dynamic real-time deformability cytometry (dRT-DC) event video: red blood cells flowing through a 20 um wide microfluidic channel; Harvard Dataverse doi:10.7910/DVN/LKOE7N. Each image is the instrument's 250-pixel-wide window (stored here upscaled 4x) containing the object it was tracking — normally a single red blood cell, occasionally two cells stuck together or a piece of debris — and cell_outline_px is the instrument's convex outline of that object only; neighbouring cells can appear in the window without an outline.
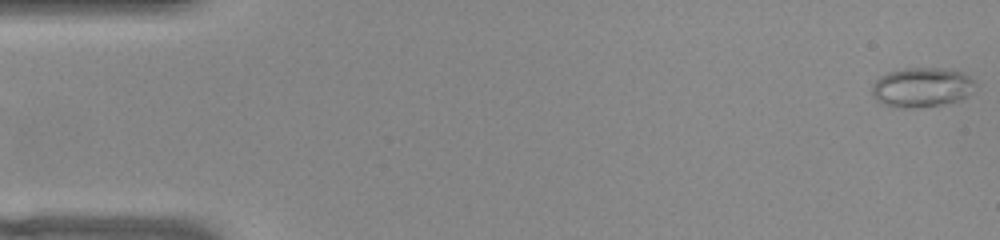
{"species": "common noctule bat (a hibernating species)", "species_latin": "Nyctalus noctula", "temperature_condition": "warm", "stored_images_in_passage": 53, "camera_frame_rate_fps": 3000, "um_per_image_px": 0.085, "animal": {"sex": "female", "body_mass_g": 22.0, "forearm_length_mm": 56.7}, "frame": {"image": 1, "passage_image": 1, "time_ms": 0.0, "image_size_px": [1000, 240], "cell_outline_px": [[972, 80], [964, 96], [956, 100], [944, 104], [920, 108], [892, 108], [876, 100], [872, 96], [872, 84], [880, 76], [888, 72], [904, 68], [940, 68], [960, 72], [968, 76]], "centroid_in_image_um": [78.19, 7.44], "position_along_channel_um": 6.8, "area_um2": 23.35}}
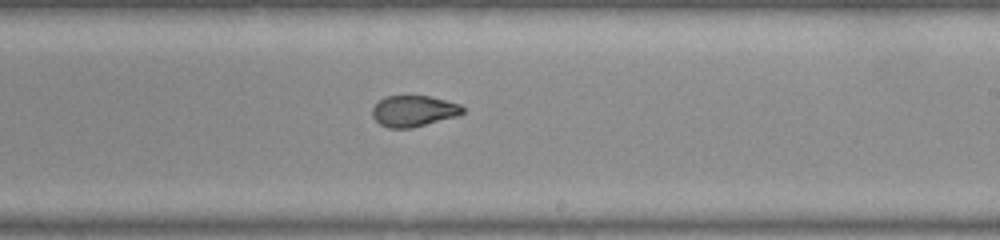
{"frame": {"image": 2, "passage_image": 31, "time_ms": 10.0, "image_size_px": [1000, 240], "cell_outline_px": [[464, 112], [460, 116], [412, 128], [388, 128], [380, 124], [372, 116], [372, 108], [384, 96], [428, 96], [460, 104], [464, 108]], "centroid_in_image_um": [35.18, 9.45], "position_along_channel_um": 253.8, "area_um2": 16.47}}
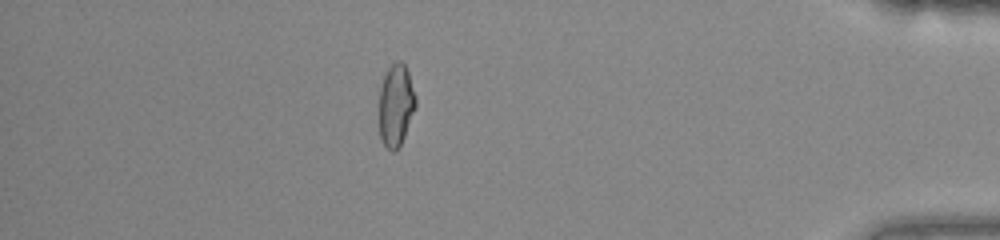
{"frame": {"image": 3, "passage_image": 46, "time_ms": 15.0, "image_size_px": [1000, 240], "cell_outline_px": [[416, 104], [400, 148], [396, 152], [392, 152], [384, 144], [380, 136], [380, 84], [388, 68], [396, 60], [400, 60], [404, 64], [408, 72], [416, 96]], "centroid_in_image_um": [33.66, 8.94], "position_along_channel_um": 401.5, "area_um2": 17.46}, "authors_computed_cell_mechanics": {"area_um2": 17.9758, "velocity_mm_per_s": 3.8687, "shape_relaxation_time_tau1_ms": null, "shape_relaxation_time_tau2_ms": 1.0392, "deformation_change_tau1": null, "deformation_change_tau2": 0.0642}}